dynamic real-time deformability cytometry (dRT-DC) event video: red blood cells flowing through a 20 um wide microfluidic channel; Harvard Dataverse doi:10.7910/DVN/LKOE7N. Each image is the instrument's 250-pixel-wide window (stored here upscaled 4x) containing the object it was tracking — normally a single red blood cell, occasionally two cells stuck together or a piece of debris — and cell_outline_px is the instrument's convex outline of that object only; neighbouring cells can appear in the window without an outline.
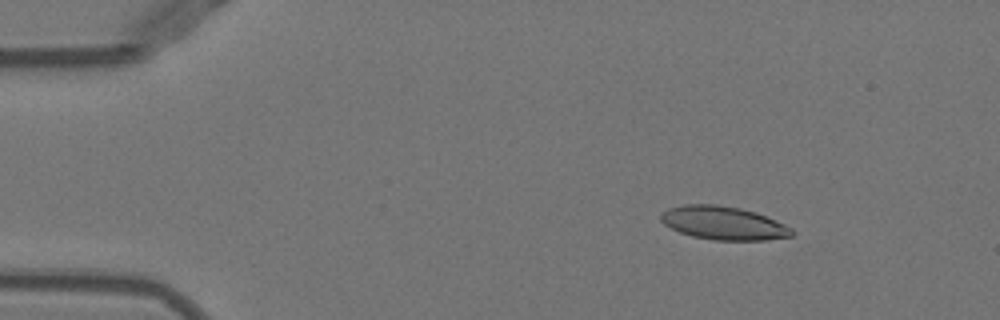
{"species": "Egyptian fruit bat (a non-hibernating species)", "species_latin": "Rousettus aegyptiacus", "temperature_condition": "warm", "stored_images_in_passage": 51, "camera_frame_rate_fps": 3000, "um_per_image_px": 0.085, "animal": {"sex": "female"}, "frame": {"image": 1, "passage_image": 7, "time_ms": 2.0, "image_size_px": [1000, 320], "cell_outline_px": [[796, 232], [792, 236], [764, 240], [712, 240], [692, 236], [680, 232], [664, 224], [660, 220], [660, 216], [668, 208], [684, 204], [716, 204], [740, 208], [756, 212], [784, 224], [792, 228]], "centroid_in_image_um": [61.5, 18.96], "position_along_channel_um": 23.5, "area_um2": 25.49}}
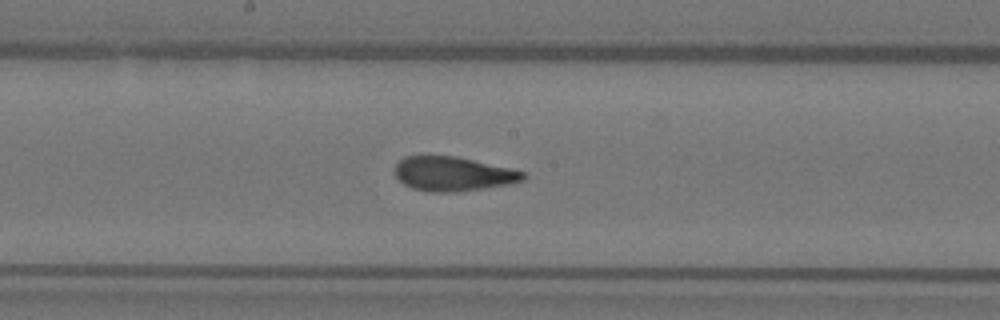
{"frame": {"image": 2, "passage_image": 27, "time_ms": 8.667, "image_size_px": [1000, 320], "cell_outline_px": [[528, 176], [524, 180], [508, 184], [456, 192], [432, 192], [412, 188], [404, 184], [396, 176], [396, 164], [404, 156], [456, 156], [508, 168], [524, 172]], "centroid_in_image_um": [38.5, 14.78], "position_along_channel_um": 209.7, "area_um2": 25.32}}
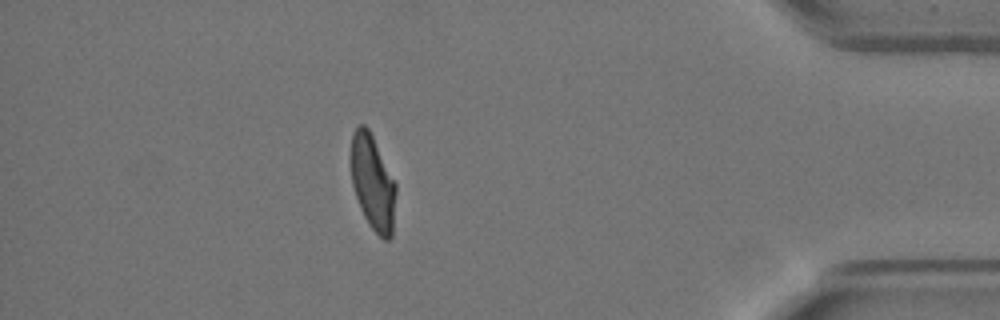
{"frame": {"image": 3, "passage_image": 45, "time_ms": 14.667, "image_size_px": [1000, 320], "cell_outline_px": [[396, 192], [392, 236], [388, 240], [384, 240], [368, 224], [360, 208], [352, 184], [348, 160], [348, 156], [352, 132], [360, 124], [364, 124], [368, 128], [396, 184]], "centroid_in_image_um": [31.63, 15.49], "position_along_channel_um": 403.6, "area_um2": 25.26}, "authors_computed_cell_mechanics": {"area_um2": 25.6054, "velocity_mm_per_s": 3.9577, "shape_relaxation_time_tau1_ms": 8.5538, "shape_relaxation_time_tau2_ms": 1.1638, "deformation_change_tau1": 0.2382, "deformation_change_tau2": 0.0943}}